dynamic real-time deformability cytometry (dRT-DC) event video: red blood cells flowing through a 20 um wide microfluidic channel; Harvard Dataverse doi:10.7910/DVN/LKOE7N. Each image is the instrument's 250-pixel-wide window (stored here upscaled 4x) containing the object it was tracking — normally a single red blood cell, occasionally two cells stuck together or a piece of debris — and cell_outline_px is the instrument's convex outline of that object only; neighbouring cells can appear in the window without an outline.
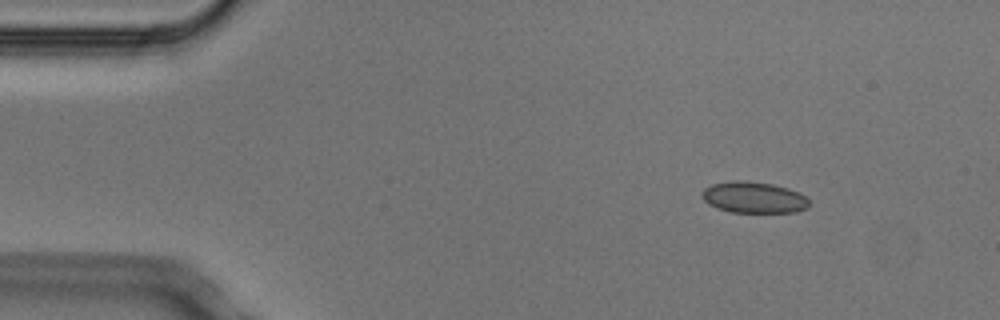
{"species": "Egyptian fruit bat (a non-hibernating species)", "species_latin": "Rousettus aegyptiacus", "temperature_condition": "cold", "stored_images_in_passage": 4, "camera_frame_rate_fps": 3000, "um_per_image_px": 0.085, "animal": {"sex": "male"}, "frame": {"image": 1, "passage_image": 1, "time_ms": 0.0, "image_size_px": [1000, 320], "cell_outline_px": [[808, 208], [796, 212], [732, 212], [716, 208], [708, 204], [700, 196], [704, 188], [712, 184], [732, 180], [740, 180], [772, 184], [788, 188], [800, 192], [808, 200]], "centroid_in_image_um": [64.04, 16.78], "position_along_channel_um": 21.0, "area_um2": 19.59}}
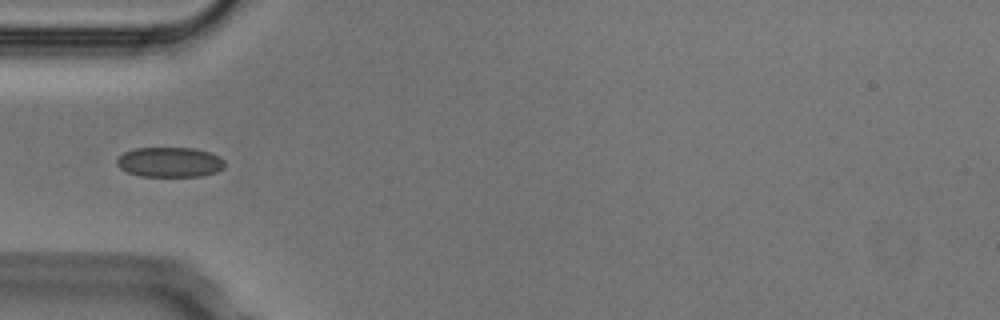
{"frame": {"image": 2, "passage_image": 4, "time_ms": 1.0, "image_size_px": [1000, 320], "cell_outline_px": [[224, 168], [216, 172], [200, 176], [140, 176], [128, 172], [120, 168], [116, 164], [116, 160], [124, 152], [136, 148], [196, 148], [220, 156], [224, 160]], "centroid_in_image_um": [14.44, 13.78], "position_along_channel_um": 70.6, "area_um2": 18.84}}